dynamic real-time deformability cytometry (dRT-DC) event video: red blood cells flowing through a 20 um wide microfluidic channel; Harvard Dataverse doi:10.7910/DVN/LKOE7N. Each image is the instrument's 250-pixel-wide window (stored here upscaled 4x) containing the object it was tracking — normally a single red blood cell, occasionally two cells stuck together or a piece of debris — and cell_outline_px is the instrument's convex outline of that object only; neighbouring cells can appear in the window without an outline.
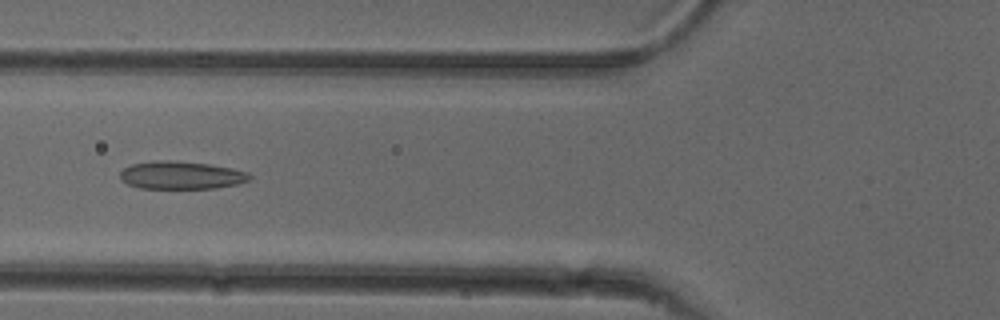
{"species": "common noctule bat (a hibernating species)", "species_latin": "Nyctalus noctula", "temperature_condition": "cold", "stored_images_in_passage": 52, "camera_frame_rate_fps": 3000, "um_per_image_px": 0.085, "animal": {"sex": "female"}, "frame": {"image": 1, "passage_image": 20, "time_ms": 6.333, "image_size_px": [1000, 320], "cell_outline_px": [[252, 176], [248, 180], [236, 184], [216, 188], [140, 188], [128, 184], [120, 176], [120, 172], [124, 168], [132, 164], [156, 160], [176, 160], [208, 164], [232, 168], [248, 172]], "centroid_in_image_um": [15.41, 14.88], "position_along_channel_um": 110.4, "area_um2": 20.92}}
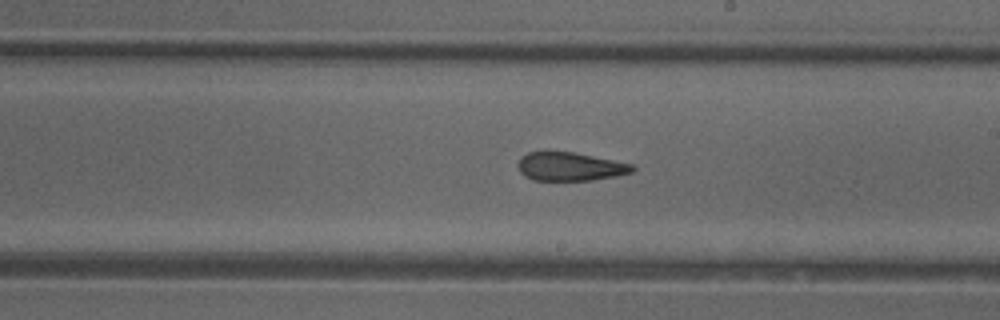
{"frame": {"image": 2, "passage_image": 30, "time_ms": 9.667, "image_size_px": [1000, 320], "cell_outline_px": [[636, 168], [632, 172], [616, 176], [592, 180], [532, 180], [524, 176], [520, 172], [516, 164], [520, 156], [528, 152], [548, 148], [576, 152], [632, 164]], "centroid_in_image_um": [48.37, 14.11], "position_along_channel_um": 240.6, "area_um2": 19.83}}
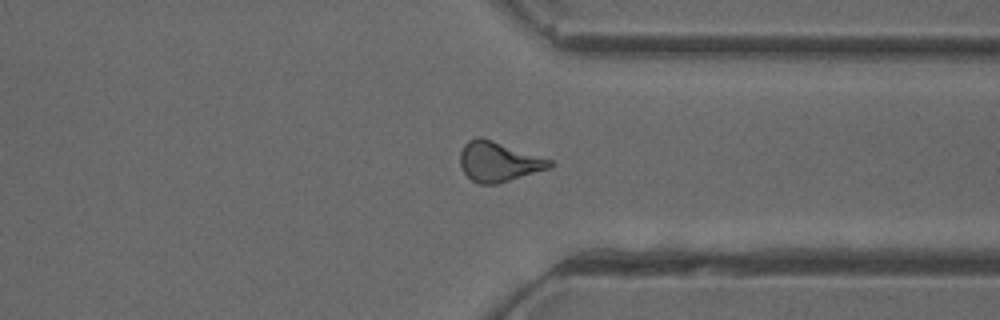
{"frame": {"image": 3, "passage_image": 40, "time_ms": 13.0, "image_size_px": [1000, 320], "cell_outline_px": [[556, 164], [548, 168], [496, 184], [480, 184], [472, 180], [464, 172], [460, 164], [460, 152], [464, 144], [468, 140], [476, 136], [480, 136], [552, 160]], "centroid_in_image_um": [42.35, 13.72], "position_along_channel_um": 369.1, "area_um2": 20.58}, "authors_computed_cell_mechanics": {"area_um2": 20.6635, "velocity_mm_per_s": 3.8894, "shape_relaxation_time_tau1_ms": 9.6141, "shape_relaxation_time_tau2_ms": 2.7278, "deformation_change_tau1": 0.1842, "deformation_change_tau2": 0.1124}}